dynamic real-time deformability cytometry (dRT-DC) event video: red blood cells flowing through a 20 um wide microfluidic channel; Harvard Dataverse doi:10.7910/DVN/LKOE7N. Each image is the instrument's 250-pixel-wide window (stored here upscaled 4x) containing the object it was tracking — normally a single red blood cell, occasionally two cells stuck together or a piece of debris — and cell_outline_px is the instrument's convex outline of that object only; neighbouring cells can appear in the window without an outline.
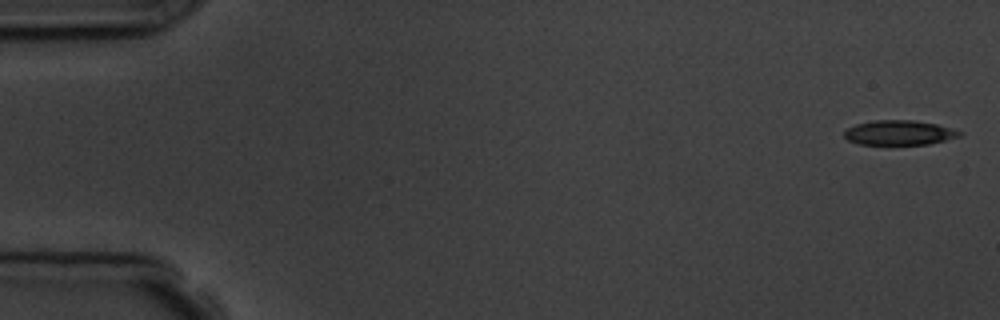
{"species": "common noctule bat (a hibernating species)", "species_latin": "Nyctalus noctula", "temperature_condition": "room temperature", "stored_images_in_passage": 5, "camera_frame_rate_fps": 3000, "um_per_image_px": 0.085, "animal": {"sex": "male", "body_mass_g": 19.5, "forearm_length_mm": 54.6}, "frame": {"image": 1, "passage_image": 1, "time_ms": 0.0, "image_size_px": [1000, 320], "cell_outline_px": [[964, 132], [960, 136], [928, 144], [860, 144], [848, 140], [844, 136], [844, 132], [848, 128], [856, 124], [872, 120], [912, 120], [936, 124]], "centroid_in_image_um": [76.42, 11.27], "position_along_channel_um": 8.6, "area_um2": 16.42}}